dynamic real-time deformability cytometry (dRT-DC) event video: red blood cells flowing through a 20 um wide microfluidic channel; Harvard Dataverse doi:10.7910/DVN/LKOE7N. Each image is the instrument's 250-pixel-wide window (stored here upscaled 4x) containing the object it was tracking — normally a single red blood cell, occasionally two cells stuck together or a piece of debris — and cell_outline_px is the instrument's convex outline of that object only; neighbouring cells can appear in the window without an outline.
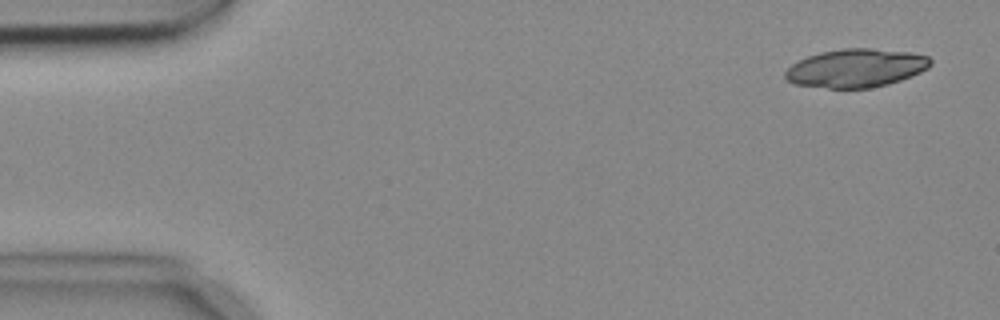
{"species": "common noctule bat (a hibernating species)", "species_latin": "Nyctalus noctula", "temperature_condition": "cold", "stored_images_in_passage": 7, "camera_frame_rate_fps": 3000, "um_per_image_px": 0.085, "animal": {"sex": "female", "body_mass_g": 18.4}, "frame": {"image": 1, "passage_image": 1, "time_ms": 0.0, "image_size_px": [1000, 320], "cell_outline_px": [[932, 64], [928, 68], [912, 76], [888, 84], [868, 88], [828, 88], [796, 84], [788, 80], [784, 76], [784, 72], [792, 64], [808, 56], [820, 52], [844, 48], [872, 48], [912, 52], [928, 56], [932, 60]], "centroid_in_image_um": [72.79, 5.78], "position_along_channel_um": 12.2, "area_um2": 32.54}}
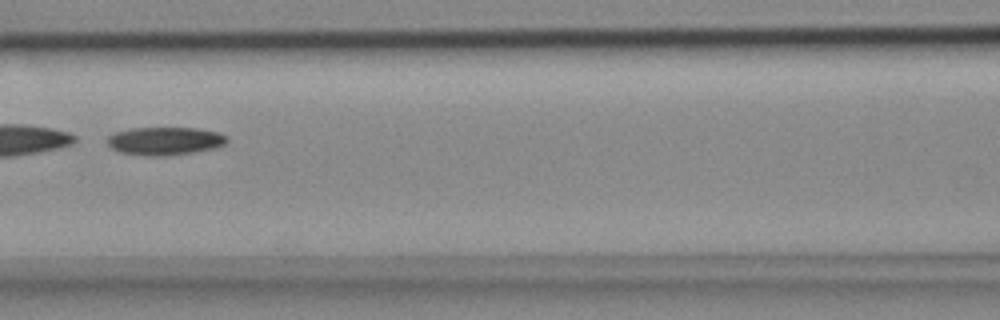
{"frame": {"image": 2, "passage_image": 7, "time_ms": 2.0, "image_size_px": [1000, 320], "cell_outline_px": [[228, 140], [224, 144], [212, 148], [192, 152], [164, 156], [148, 156], [120, 152], [112, 148], [108, 144], [108, 136], [116, 132], [132, 128], [196, 128], [220, 132], [228, 136]], "centroid_in_image_um": [14.03, 11.97], "position_along_channel_um": 152.6, "area_um2": 19.42}}